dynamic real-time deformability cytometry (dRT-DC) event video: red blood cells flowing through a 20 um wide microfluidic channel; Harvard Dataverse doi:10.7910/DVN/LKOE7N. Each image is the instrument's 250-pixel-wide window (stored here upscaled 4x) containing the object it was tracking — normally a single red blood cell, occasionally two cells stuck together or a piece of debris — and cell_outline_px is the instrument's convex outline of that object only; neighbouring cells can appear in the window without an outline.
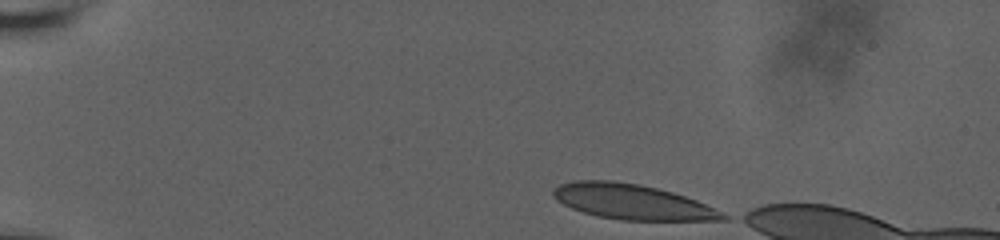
{"species": "human", "species_latin": "Homo sapiens", "temperature_condition": "room temperature", "stored_images_in_passage": 10, "camera_frame_rate_fps": 3000, "um_per_image_px": 0.085, "donor": {"sex": "male"}, "frame": {"image": 1, "passage_image": 1, "time_ms": 0.0, "image_size_px": [1000, 240], "cell_outline_px": [[732, 220], [620, 220], [596, 216], [572, 208], [556, 200], [552, 196], [552, 192], [560, 184], [576, 180], [612, 180], [640, 184], [672, 192], [696, 200], [728, 216]], "centroid_in_image_um": [53.71, 17.15], "position_along_channel_um": 31.3, "area_um2": 34.51}}